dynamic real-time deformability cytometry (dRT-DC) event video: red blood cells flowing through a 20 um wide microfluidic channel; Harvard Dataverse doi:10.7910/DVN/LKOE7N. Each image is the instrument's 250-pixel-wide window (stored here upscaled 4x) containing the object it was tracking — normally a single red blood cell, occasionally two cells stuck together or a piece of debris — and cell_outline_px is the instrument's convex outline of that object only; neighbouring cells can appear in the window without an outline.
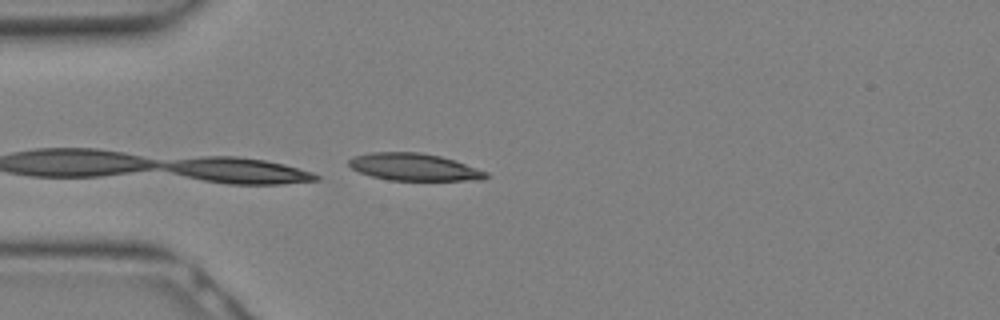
{"species": "Egyptian fruit bat (a non-hibernating species)", "species_latin": "Rousettus aegyptiacus", "temperature_condition": "warm", "stored_images_in_passage": 8, "camera_frame_rate_fps": 3000, "um_per_image_px": 0.085, "animal": {"sex": "female"}, "frame": {"image": 1, "passage_image": 8, "time_ms": 2.333, "image_size_px": [1000, 320], "cell_outline_px": [[488, 176], [484, 180], [388, 180], [372, 176], [360, 172], [352, 168], [348, 164], [348, 160], [352, 156], [368, 152], [420, 152], [440, 156], [456, 160], [488, 172]], "centroid_in_image_um": [35.2, 14.19], "position_along_channel_um": 49.8, "area_um2": 21.91}}